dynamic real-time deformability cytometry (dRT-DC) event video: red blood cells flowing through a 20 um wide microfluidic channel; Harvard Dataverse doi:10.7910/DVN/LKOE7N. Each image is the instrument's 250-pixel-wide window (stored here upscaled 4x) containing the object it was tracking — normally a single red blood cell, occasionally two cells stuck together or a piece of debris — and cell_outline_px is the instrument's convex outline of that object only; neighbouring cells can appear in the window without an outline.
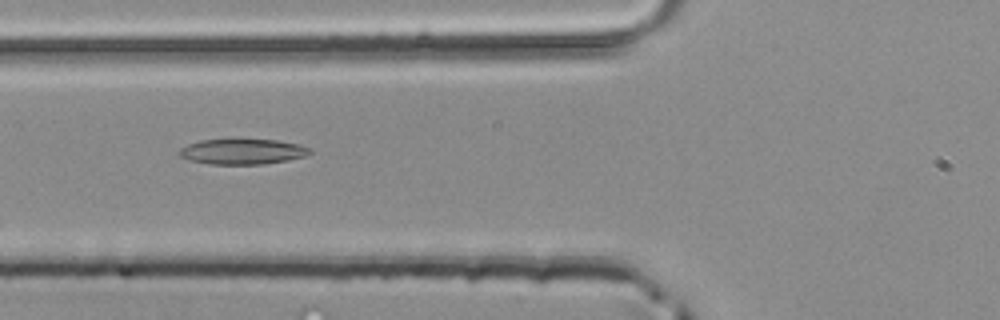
{"species": "common noctule bat (a hibernating species)", "species_latin": "Nyctalus noctula", "temperature_condition": "room temperature", "stored_images_in_passage": 32, "camera_frame_rate_fps": 3000, "um_per_image_px": 0.085, "animal": {"sex": "male", "body_mass_g": 20.4}, "frame": {"image": 1, "passage_image": 5, "time_ms": 1.333, "image_size_px": [1000, 320], "cell_outline_px": [[312, 152], [304, 156], [288, 160], [264, 164], [208, 164], [188, 160], [180, 156], [180, 148], [188, 144], [200, 140], [232, 136], [236, 136], [276, 140], [296, 144], [312, 148]], "centroid_in_image_um": [20.58, 12.83], "position_along_channel_um": 105.2, "area_um2": 20.29}}
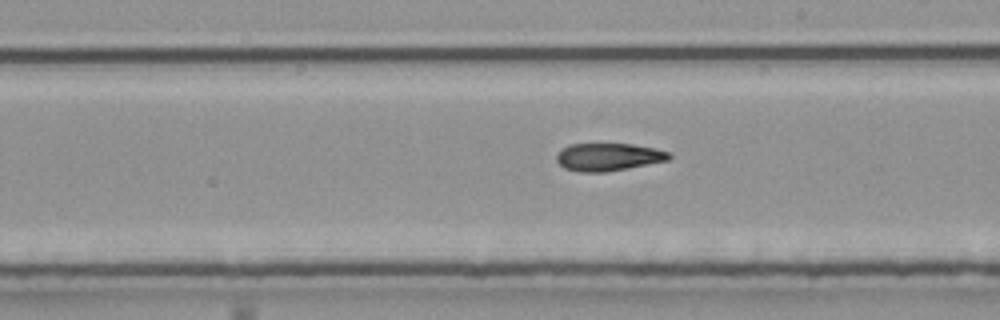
{"frame": {"image": 2, "passage_image": 14, "time_ms": 4.333, "image_size_px": [1000, 320], "cell_outline_px": [[672, 156], [668, 160], [628, 168], [604, 172], [580, 172], [564, 168], [556, 160], [556, 156], [568, 144], [632, 144], [652, 148], [668, 152]], "centroid_in_image_um": [51.69, 13.34], "position_along_channel_um": 237.3, "area_um2": 17.92}}
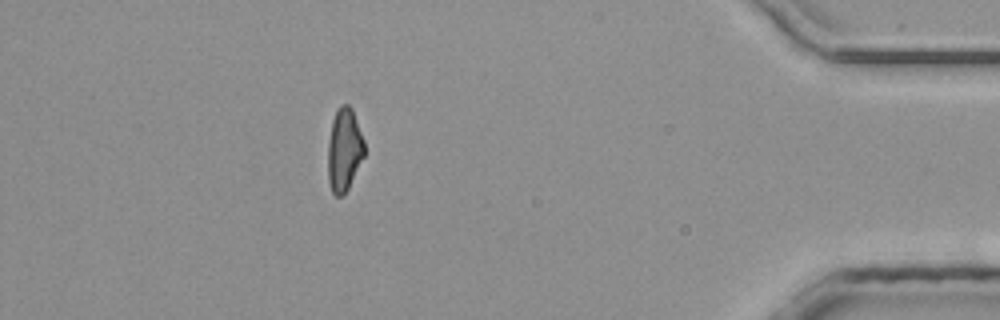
{"frame": {"image": 3, "passage_image": 29, "time_ms": 9.333, "image_size_px": [1000, 320], "cell_outline_px": [[364, 156], [344, 196], [336, 196], [332, 192], [328, 180], [328, 140], [332, 120], [336, 108], [340, 104], [348, 104], [352, 108], [364, 140]], "centroid_in_image_um": [29.24, 12.71], "position_along_channel_um": 406.0, "area_um2": 17.8}}